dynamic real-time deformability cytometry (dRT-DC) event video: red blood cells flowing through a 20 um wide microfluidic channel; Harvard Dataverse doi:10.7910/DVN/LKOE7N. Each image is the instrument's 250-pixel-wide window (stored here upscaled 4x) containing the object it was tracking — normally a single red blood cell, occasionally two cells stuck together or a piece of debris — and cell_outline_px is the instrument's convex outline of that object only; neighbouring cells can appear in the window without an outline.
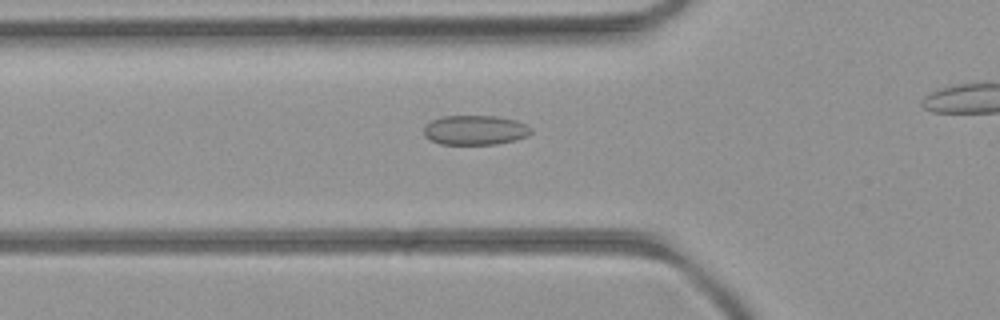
{"species": "common noctule bat (a hibernating species)", "species_latin": "Nyctalus noctula", "temperature_condition": "room temperature", "stored_images_in_passage": 26, "camera_frame_rate_fps": 3000, "um_per_image_px": 0.085, "animal": {"sex": "female", "body_mass_g": 21.9}, "frame": {"image": 1, "passage_image": 2, "time_ms": 0.333, "image_size_px": [1000, 320], "cell_outline_px": [[532, 132], [516, 140], [496, 144], [440, 144], [424, 136], [424, 124], [440, 116], [496, 116], [516, 120], [532, 128]], "centroid_in_image_um": [40.35, 11.05], "position_along_channel_um": 85.4, "area_um2": 18.5}}
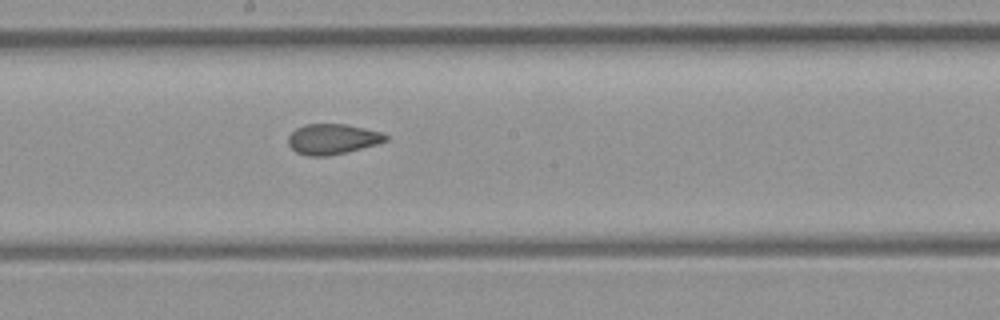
{"frame": {"image": 2, "passage_image": 12, "time_ms": 3.667, "image_size_px": [1000, 320], "cell_outline_px": [[388, 140], [376, 144], [328, 156], [308, 156], [296, 152], [288, 144], [288, 136], [296, 128], [304, 124], [344, 124], [364, 128], [380, 132], [388, 136]], "centroid_in_image_um": [28.22, 11.81], "position_along_channel_um": 220.0, "area_um2": 17.05}}
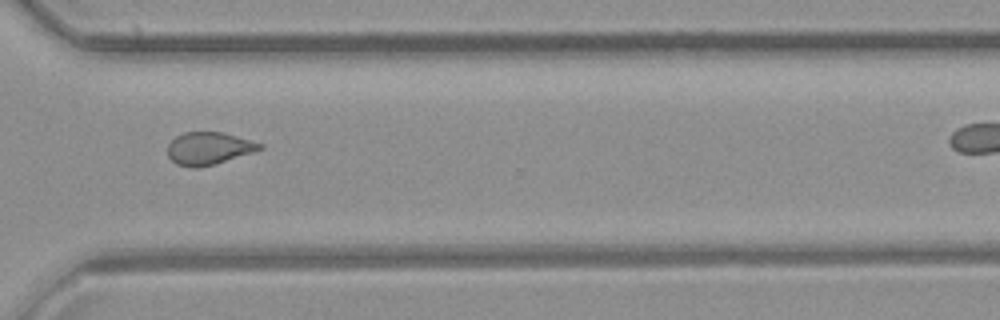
{"frame": {"image": 3, "passage_image": 22, "time_ms": 7.0, "image_size_px": [1000, 320], "cell_outline_px": [[264, 148], [252, 152], [212, 164], [196, 168], [188, 168], [176, 164], [168, 156], [168, 144], [176, 136], [184, 132], [224, 132], [264, 144]], "centroid_in_image_um": [17.72, 12.6], "position_along_channel_um": 352.9, "area_um2": 17.34}}